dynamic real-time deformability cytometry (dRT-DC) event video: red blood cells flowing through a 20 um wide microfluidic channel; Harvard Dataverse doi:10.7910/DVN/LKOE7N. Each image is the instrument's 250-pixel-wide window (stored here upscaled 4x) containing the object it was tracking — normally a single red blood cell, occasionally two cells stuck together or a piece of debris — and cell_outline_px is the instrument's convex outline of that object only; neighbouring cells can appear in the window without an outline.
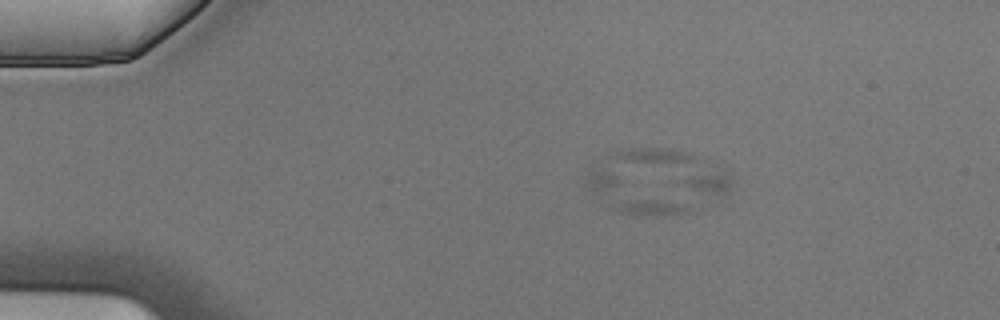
{"species": "Egyptian fruit bat (a non-hibernating species)", "species_latin": "Rousettus aegyptiacus", "temperature_condition": "cold", "stored_images_in_passage": 5, "camera_frame_rate_fps": 3000, "um_per_image_px": 0.085, "animal": {"sex": "male"}, "frame": {"image": 1, "passage_image": 3, "time_ms": 0.667, "image_size_px": [1000, 320], "cell_outline_px": [[692, 208], [688, 212], [680, 216], [648, 216], [620, 212], [608, 208], [584, 184], [588, 172], [604, 172], [616, 176], [684, 204]], "centroid_in_image_um": [53.71, 16.74], "position_along_channel_um": 31.3, "area_um2": 18.5}}